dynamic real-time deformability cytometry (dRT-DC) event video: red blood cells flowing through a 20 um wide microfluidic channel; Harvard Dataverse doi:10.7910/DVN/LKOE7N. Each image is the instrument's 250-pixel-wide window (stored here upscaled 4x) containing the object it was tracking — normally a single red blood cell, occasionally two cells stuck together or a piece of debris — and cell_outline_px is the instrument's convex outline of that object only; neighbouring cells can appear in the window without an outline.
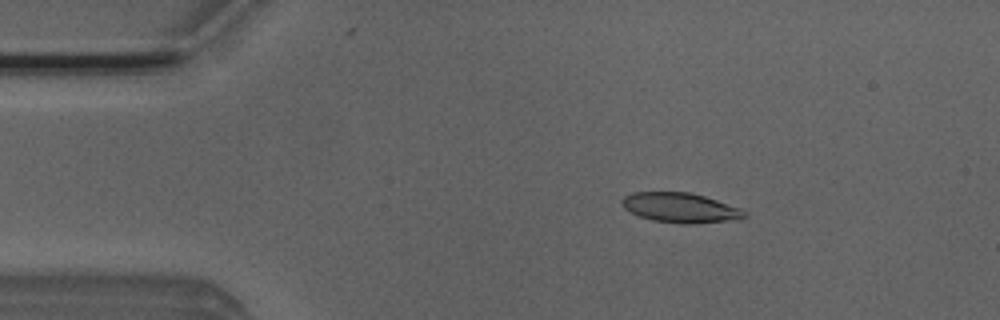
{"species": "Egyptian fruit bat (a non-hibernating species)", "species_latin": "Rousettus aegyptiacus", "temperature_condition": "room temperature", "stored_images_in_passage": 52, "camera_frame_rate_fps": 3000, "um_per_image_px": 0.085, "animal": {"sex": "male"}, "frame": {"image": 1, "passage_image": 8, "time_ms": 2.333, "image_size_px": [1000, 320], "cell_outline_px": [[748, 216], [740, 220], [692, 224], [684, 224], [652, 220], [640, 216], [624, 208], [620, 204], [620, 200], [624, 196], [632, 192], [692, 192], [740, 208], [748, 212]], "centroid_in_image_um": [57.87, 17.66], "position_along_channel_um": 27.1, "area_um2": 21.56}}
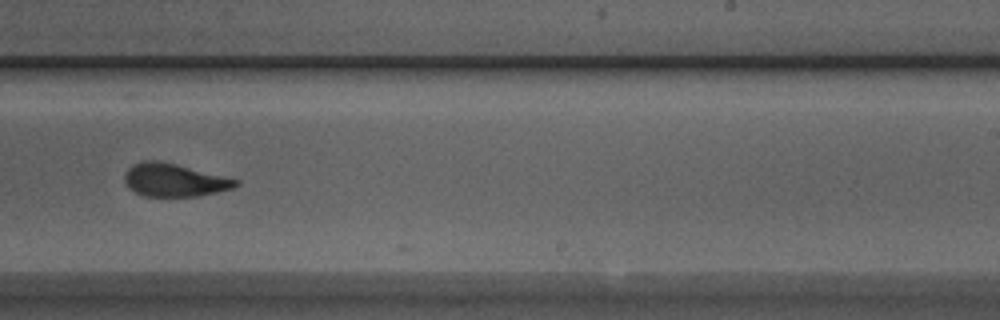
{"frame": {"image": 2, "passage_image": 31, "time_ms": 10.0, "image_size_px": [1000, 320], "cell_outline_px": [[240, 184], [232, 188], [200, 196], [144, 196], [128, 188], [124, 180], [124, 172], [132, 164], [140, 160], [156, 160], [176, 164], [240, 180]], "centroid_in_image_um": [14.78, 15.3], "position_along_channel_um": 274.2, "area_um2": 21.44}}
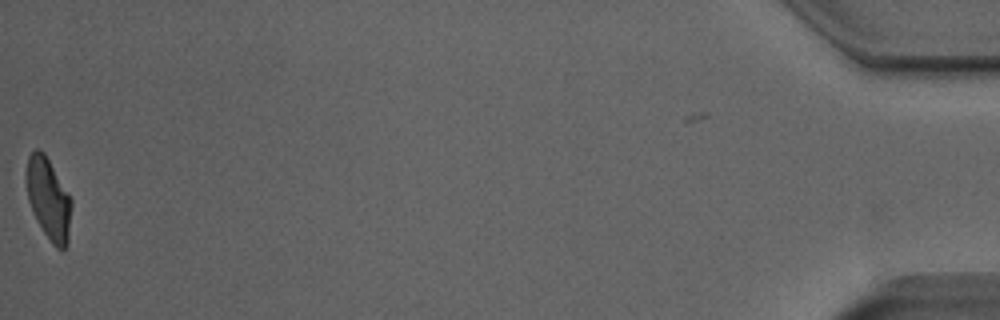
{"frame": {"image": 3, "passage_image": 51, "time_ms": 16.667, "image_size_px": [1000, 320], "cell_outline_px": [[72, 204], [68, 244], [64, 248], [56, 248], [52, 244], [36, 220], [28, 200], [24, 176], [28, 156], [36, 148], [44, 152], [72, 200]], "centroid_in_image_um": [4.1, 16.89], "position_along_channel_um": 431.1, "area_um2": 21.56}, "authors_computed_cell_mechanics": {"area_um2": 21.8484, "velocity_mm_per_s": 3.9484, "shape_relaxation_time_tau1_ms": 4.8061, "shape_relaxation_time_tau2_ms": 1.4926, "deformation_change_tau1": 0.1798, "deformation_change_tau2": 0.082}}